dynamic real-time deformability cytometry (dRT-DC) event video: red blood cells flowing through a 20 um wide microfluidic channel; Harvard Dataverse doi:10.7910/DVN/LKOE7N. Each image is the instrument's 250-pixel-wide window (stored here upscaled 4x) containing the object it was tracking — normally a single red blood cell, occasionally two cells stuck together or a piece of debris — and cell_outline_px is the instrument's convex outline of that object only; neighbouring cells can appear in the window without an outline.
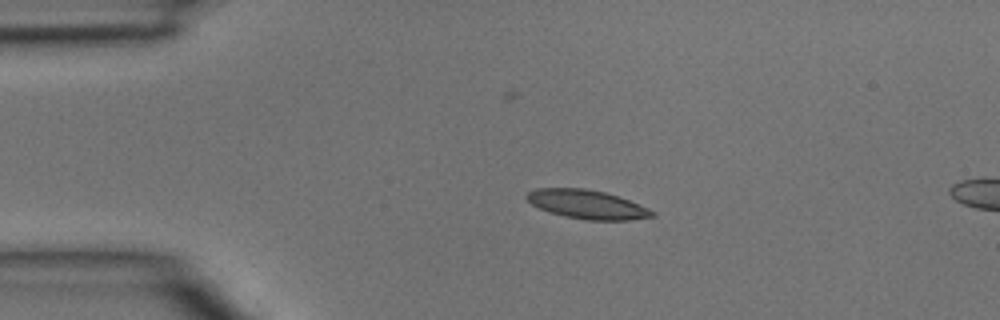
{"species": "common noctule bat (a hibernating species)", "species_latin": "Nyctalus noctula", "temperature_condition": "room temperature", "stored_images_in_passage": 3, "camera_frame_rate_fps": 3000, "um_per_image_px": 0.085, "animal": {"sex": "male", "body_mass_g": 15.6}, "frame": {"image": 1, "passage_image": 1, "time_ms": 0.0, "image_size_px": [1000, 320], "cell_outline_px": [[656, 216], [628, 220], [588, 220], [564, 216], [540, 208], [532, 204], [524, 196], [528, 192], [536, 188], [584, 188], [604, 192], [628, 200], [648, 208], [656, 212]], "centroid_in_image_um": [49.9, 17.37], "position_along_channel_um": 35.1, "area_um2": 20.87}}
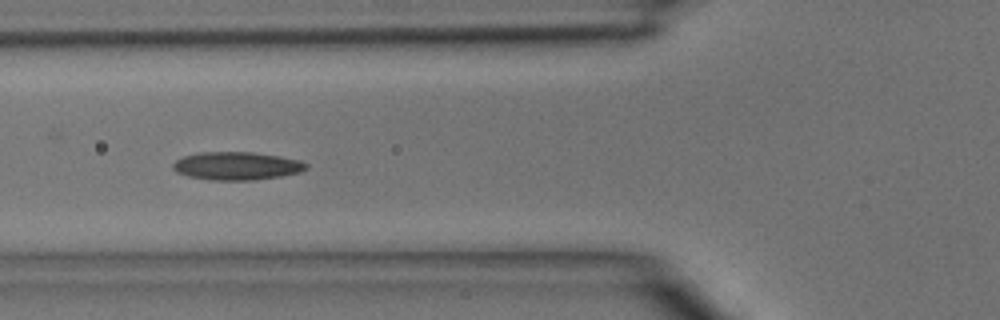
{"frame": {"image": 2, "passage_image": 3, "time_ms": 0.667, "image_size_px": [1000, 320], "cell_outline_px": [[308, 168], [300, 172], [280, 176], [252, 180], [208, 180], [188, 176], [176, 172], [172, 168], [172, 164], [176, 160], [184, 156], [200, 152], [252, 152], [280, 156], [300, 160], [308, 164]], "centroid_in_image_um": [20.12, 14.1], "position_along_channel_um": 105.7, "area_um2": 21.85}}